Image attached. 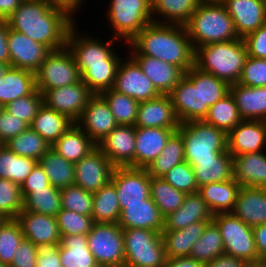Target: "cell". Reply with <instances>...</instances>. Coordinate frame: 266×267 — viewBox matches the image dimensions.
Returning a JSON list of instances; mask_svg holds the SVG:
<instances>
[{
  "instance_id": "obj_1",
  "label": "cell",
  "mask_w": 266,
  "mask_h": 267,
  "mask_svg": "<svg viewBox=\"0 0 266 267\" xmlns=\"http://www.w3.org/2000/svg\"><path fill=\"white\" fill-rule=\"evenodd\" d=\"M74 19L67 9L47 0H23L6 20L10 29L53 51L66 46L69 30L76 24Z\"/></svg>"
},
{
  "instance_id": "obj_2",
  "label": "cell",
  "mask_w": 266,
  "mask_h": 267,
  "mask_svg": "<svg viewBox=\"0 0 266 267\" xmlns=\"http://www.w3.org/2000/svg\"><path fill=\"white\" fill-rule=\"evenodd\" d=\"M126 47L129 55L155 57L176 65L184 72L195 65V49L185 25L152 22L141 29Z\"/></svg>"
},
{
  "instance_id": "obj_3",
  "label": "cell",
  "mask_w": 266,
  "mask_h": 267,
  "mask_svg": "<svg viewBox=\"0 0 266 267\" xmlns=\"http://www.w3.org/2000/svg\"><path fill=\"white\" fill-rule=\"evenodd\" d=\"M248 57L243 38L211 43L195 49V66L229 86L239 82Z\"/></svg>"
},
{
  "instance_id": "obj_4",
  "label": "cell",
  "mask_w": 266,
  "mask_h": 267,
  "mask_svg": "<svg viewBox=\"0 0 266 267\" xmlns=\"http://www.w3.org/2000/svg\"><path fill=\"white\" fill-rule=\"evenodd\" d=\"M185 27L194 49L239 39L233 20L222 2H200Z\"/></svg>"
},
{
  "instance_id": "obj_5",
  "label": "cell",
  "mask_w": 266,
  "mask_h": 267,
  "mask_svg": "<svg viewBox=\"0 0 266 267\" xmlns=\"http://www.w3.org/2000/svg\"><path fill=\"white\" fill-rule=\"evenodd\" d=\"M184 142V157L190 165L216 160L227 150V134L204 120L180 123L177 130Z\"/></svg>"
},
{
  "instance_id": "obj_6",
  "label": "cell",
  "mask_w": 266,
  "mask_h": 267,
  "mask_svg": "<svg viewBox=\"0 0 266 267\" xmlns=\"http://www.w3.org/2000/svg\"><path fill=\"white\" fill-rule=\"evenodd\" d=\"M75 24L70 28L67 36V48L71 51L76 64L82 75L91 66L98 65H119L122 57L116 53L112 46L114 42H125L110 36L109 41L96 38L94 35L78 33L79 28ZM83 34V35H82ZM95 37V38H94ZM115 51V52H114Z\"/></svg>"
},
{
  "instance_id": "obj_7",
  "label": "cell",
  "mask_w": 266,
  "mask_h": 267,
  "mask_svg": "<svg viewBox=\"0 0 266 267\" xmlns=\"http://www.w3.org/2000/svg\"><path fill=\"white\" fill-rule=\"evenodd\" d=\"M106 8L112 37L127 44L141 29L153 22L151 0H109Z\"/></svg>"
},
{
  "instance_id": "obj_8",
  "label": "cell",
  "mask_w": 266,
  "mask_h": 267,
  "mask_svg": "<svg viewBox=\"0 0 266 267\" xmlns=\"http://www.w3.org/2000/svg\"><path fill=\"white\" fill-rule=\"evenodd\" d=\"M124 267H164L166 254L162 234L157 231L123 229Z\"/></svg>"
},
{
  "instance_id": "obj_9",
  "label": "cell",
  "mask_w": 266,
  "mask_h": 267,
  "mask_svg": "<svg viewBox=\"0 0 266 267\" xmlns=\"http://www.w3.org/2000/svg\"><path fill=\"white\" fill-rule=\"evenodd\" d=\"M87 245L100 267H124V235L118 223H94Z\"/></svg>"
},
{
  "instance_id": "obj_10",
  "label": "cell",
  "mask_w": 266,
  "mask_h": 267,
  "mask_svg": "<svg viewBox=\"0 0 266 267\" xmlns=\"http://www.w3.org/2000/svg\"><path fill=\"white\" fill-rule=\"evenodd\" d=\"M218 226L224 242V254L242 259L245 262L258 261L254 233L233 213H218L212 219Z\"/></svg>"
},
{
  "instance_id": "obj_11",
  "label": "cell",
  "mask_w": 266,
  "mask_h": 267,
  "mask_svg": "<svg viewBox=\"0 0 266 267\" xmlns=\"http://www.w3.org/2000/svg\"><path fill=\"white\" fill-rule=\"evenodd\" d=\"M36 88L43 94L46 90L75 84L82 80L71 51L64 48L51 51L35 73Z\"/></svg>"
},
{
  "instance_id": "obj_12",
  "label": "cell",
  "mask_w": 266,
  "mask_h": 267,
  "mask_svg": "<svg viewBox=\"0 0 266 267\" xmlns=\"http://www.w3.org/2000/svg\"><path fill=\"white\" fill-rule=\"evenodd\" d=\"M180 123L202 120L200 69L195 65L168 94Z\"/></svg>"
},
{
  "instance_id": "obj_13",
  "label": "cell",
  "mask_w": 266,
  "mask_h": 267,
  "mask_svg": "<svg viewBox=\"0 0 266 267\" xmlns=\"http://www.w3.org/2000/svg\"><path fill=\"white\" fill-rule=\"evenodd\" d=\"M42 95L43 104L47 108L67 116L76 123L95 94L81 80L75 84L46 90Z\"/></svg>"
},
{
  "instance_id": "obj_14",
  "label": "cell",
  "mask_w": 266,
  "mask_h": 267,
  "mask_svg": "<svg viewBox=\"0 0 266 267\" xmlns=\"http://www.w3.org/2000/svg\"><path fill=\"white\" fill-rule=\"evenodd\" d=\"M128 56L127 59L125 55L120 60L112 89L138 102L158 97L160 93L151 80L142 72L138 63Z\"/></svg>"
},
{
  "instance_id": "obj_15",
  "label": "cell",
  "mask_w": 266,
  "mask_h": 267,
  "mask_svg": "<svg viewBox=\"0 0 266 267\" xmlns=\"http://www.w3.org/2000/svg\"><path fill=\"white\" fill-rule=\"evenodd\" d=\"M150 181L145 168L115 167L111 182L115 185L121 211L125 204L143 203L150 197Z\"/></svg>"
},
{
  "instance_id": "obj_16",
  "label": "cell",
  "mask_w": 266,
  "mask_h": 267,
  "mask_svg": "<svg viewBox=\"0 0 266 267\" xmlns=\"http://www.w3.org/2000/svg\"><path fill=\"white\" fill-rule=\"evenodd\" d=\"M74 167V184L90 193H95L109 183L115 169L98 147L75 163Z\"/></svg>"
},
{
  "instance_id": "obj_17",
  "label": "cell",
  "mask_w": 266,
  "mask_h": 267,
  "mask_svg": "<svg viewBox=\"0 0 266 267\" xmlns=\"http://www.w3.org/2000/svg\"><path fill=\"white\" fill-rule=\"evenodd\" d=\"M135 127L118 125L106 135L97 147L115 167H135Z\"/></svg>"
},
{
  "instance_id": "obj_18",
  "label": "cell",
  "mask_w": 266,
  "mask_h": 267,
  "mask_svg": "<svg viewBox=\"0 0 266 267\" xmlns=\"http://www.w3.org/2000/svg\"><path fill=\"white\" fill-rule=\"evenodd\" d=\"M8 48L10 65L36 73L51 50L23 33L9 28Z\"/></svg>"
},
{
  "instance_id": "obj_19",
  "label": "cell",
  "mask_w": 266,
  "mask_h": 267,
  "mask_svg": "<svg viewBox=\"0 0 266 267\" xmlns=\"http://www.w3.org/2000/svg\"><path fill=\"white\" fill-rule=\"evenodd\" d=\"M76 124L96 144L118 126L108 103L100 94L90 99Z\"/></svg>"
},
{
  "instance_id": "obj_20",
  "label": "cell",
  "mask_w": 266,
  "mask_h": 267,
  "mask_svg": "<svg viewBox=\"0 0 266 267\" xmlns=\"http://www.w3.org/2000/svg\"><path fill=\"white\" fill-rule=\"evenodd\" d=\"M227 150L232 156L266 150V121L242 120L227 134Z\"/></svg>"
},
{
  "instance_id": "obj_21",
  "label": "cell",
  "mask_w": 266,
  "mask_h": 267,
  "mask_svg": "<svg viewBox=\"0 0 266 267\" xmlns=\"http://www.w3.org/2000/svg\"><path fill=\"white\" fill-rule=\"evenodd\" d=\"M179 126L180 122L168 94H160L156 98L139 103L134 127L168 128L177 131Z\"/></svg>"
},
{
  "instance_id": "obj_22",
  "label": "cell",
  "mask_w": 266,
  "mask_h": 267,
  "mask_svg": "<svg viewBox=\"0 0 266 267\" xmlns=\"http://www.w3.org/2000/svg\"><path fill=\"white\" fill-rule=\"evenodd\" d=\"M239 38L256 31L266 22V0H223Z\"/></svg>"
},
{
  "instance_id": "obj_23",
  "label": "cell",
  "mask_w": 266,
  "mask_h": 267,
  "mask_svg": "<svg viewBox=\"0 0 266 267\" xmlns=\"http://www.w3.org/2000/svg\"><path fill=\"white\" fill-rule=\"evenodd\" d=\"M24 238L35 244H60L56 217L22 210L16 217Z\"/></svg>"
},
{
  "instance_id": "obj_24",
  "label": "cell",
  "mask_w": 266,
  "mask_h": 267,
  "mask_svg": "<svg viewBox=\"0 0 266 267\" xmlns=\"http://www.w3.org/2000/svg\"><path fill=\"white\" fill-rule=\"evenodd\" d=\"M140 66L142 72L151 80L160 94H169L185 72L168 62L145 55H130Z\"/></svg>"
},
{
  "instance_id": "obj_25",
  "label": "cell",
  "mask_w": 266,
  "mask_h": 267,
  "mask_svg": "<svg viewBox=\"0 0 266 267\" xmlns=\"http://www.w3.org/2000/svg\"><path fill=\"white\" fill-rule=\"evenodd\" d=\"M175 132L168 128L135 127V168H147L162 152Z\"/></svg>"
},
{
  "instance_id": "obj_26",
  "label": "cell",
  "mask_w": 266,
  "mask_h": 267,
  "mask_svg": "<svg viewBox=\"0 0 266 267\" xmlns=\"http://www.w3.org/2000/svg\"><path fill=\"white\" fill-rule=\"evenodd\" d=\"M118 224L122 229L140 228L162 233L164 229V217L159 208L149 197L143 203L125 204L121 211Z\"/></svg>"
},
{
  "instance_id": "obj_27",
  "label": "cell",
  "mask_w": 266,
  "mask_h": 267,
  "mask_svg": "<svg viewBox=\"0 0 266 267\" xmlns=\"http://www.w3.org/2000/svg\"><path fill=\"white\" fill-rule=\"evenodd\" d=\"M266 150L232 156L233 179L242 187L266 188Z\"/></svg>"
},
{
  "instance_id": "obj_28",
  "label": "cell",
  "mask_w": 266,
  "mask_h": 267,
  "mask_svg": "<svg viewBox=\"0 0 266 267\" xmlns=\"http://www.w3.org/2000/svg\"><path fill=\"white\" fill-rule=\"evenodd\" d=\"M232 213L251 227L266 224V188L242 186Z\"/></svg>"
},
{
  "instance_id": "obj_29",
  "label": "cell",
  "mask_w": 266,
  "mask_h": 267,
  "mask_svg": "<svg viewBox=\"0 0 266 267\" xmlns=\"http://www.w3.org/2000/svg\"><path fill=\"white\" fill-rule=\"evenodd\" d=\"M229 92L242 120L266 121V86L248 87L236 83L230 85Z\"/></svg>"
},
{
  "instance_id": "obj_30",
  "label": "cell",
  "mask_w": 266,
  "mask_h": 267,
  "mask_svg": "<svg viewBox=\"0 0 266 267\" xmlns=\"http://www.w3.org/2000/svg\"><path fill=\"white\" fill-rule=\"evenodd\" d=\"M213 214L197 192L187 194L180 208L164 217L163 230H180L198 221H212Z\"/></svg>"
},
{
  "instance_id": "obj_31",
  "label": "cell",
  "mask_w": 266,
  "mask_h": 267,
  "mask_svg": "<svg viewBox=\"0 0 266 267\" xmlns=\"http://www.w3.org/2000/svg\"><path fill=\"white\" fill-rule=\"evenodd\" d=\"M240 188L241 186L232 178L224 182L205 184L199 187L198 193L213 215L232 213Z\"/></svg>"
},
{
  "instance_id": "obj_32",
  "label": "cell",
  "mask_w": 266,
  "mask_h": 267,
  "mask_svg": "<svg viewBox=\"0 0 266 267\" xmlns=\"http://www.w3.org/2000/svg\"><path fill=\"white\" fill-rule=\"evenodd\" d=\"M210 221H198L180 230H163L166 258L187 257L194 243L201 237Z\"/></svg>"
},
{
  "instance_id": "obj_33",
  "label": "cell",
  "mask_w": 266,
  "mask_h": 267,
  "mask_svg": "<svg viewBox=\"0 0 266 267\" xmlns=\"http://www.w3.org/2000/svg\"><path fill=\"white\" fill-rule=\"evenodd\" d=\"M97 144L74 123L51 148L71 163H77L92 150Z\"/></svg>"
},
{
  "instance_id": "obj_34",
  "label": "cell",
  "mask_w": 266,
  "mask_h": 267,
  "mask_svg": "<svg viewBox=\"0 0 266 267\" xmlns=\"http://www.w3.org/2000/svg\"><path fill=\"white\" fill-rule=\"evenodd\" d=\"M36 89L35 73L10 67L0 79V103H8L31 94Z\"/></svg>"
},
{
  "instance_id": "obj_35",
  "label": "cell",
  "mask_w": 266,
  "mask_h": 267,
  "mask_svg": "<svg viewBox=\"0 0 266 267\" xmlns=\"http://www.w3.org/2000/svg\"><path fill=\"white\" fill-rule=\"evenodd\" d=\"M151 2L153 23L177 25H185L200 4L199 0H152Z\"/></svg>"
},
{
  "instance_id": "obj_36",
  "label": "cell",
  "mask_w": 266,
  "mask_h": 267,
  "mask_svg": "<svg viewBox=\"0 0 266 267\" xmlns=\"http://www.w3.org/2000/svg\"><path fill=\"white\" fill-rule=\"evenodd\" d=\"M59 255L62 267H100L87 245V235L61 236Z\"/></svg>"
},
{
  "instance_id": "obj_37",
  "label": "cell",
  "mask_w": 266,
  "mask_h": 267,
  "mask_svg": "<svg viewBox=\"0 0 266 267\" xmlns=\"http://www.w3.org/2000/svg\"><path fill=\"white\" fill-rule=\"evenodd\" d=\"M73 124L74 122L67 116L43 104L30 127L52 146Z\"/></svg>"
},
{
  "instance_id": "obj_38",
  "label": "cell",
  "mask_w": 266,
  "mask_h": 267,
  "mask_svg": "<svg viewBox=\"0 0 266 267\" xmlns=\"http://www.w3.org/2000/svg\"><path fill=\"white\" fill-rule=\"evenodd\" d=\"M193 167L198 188L216 182H224L233 178V159L228 150L222 152L216 160L198 161Z\"/></svg>"
},
{
  "instance_id": "obj_39",
  "label": "cell",
  "mask_w": 266,
  "mask_h": 267,
  "mask_svg": "<svg viewBox=\"0 0 266 267\" xmlns=\"http://www.w3.org/2000/svg\"><path fill=\"white\" fill-rule=\"evenodd\" d=\"M121 215L120 204L115 185L110 181L93 193L94 223H118Z\"/></svg>"
},
{
  "instance_id": "obj_40",
  "label": "cell",
  "mask_w": 266,
  "mask_h": 267,
  "mask_svg": "<svg viewBox=\"0 0 266 267\" xmlns=\"http://www.w3.org/2000/svg\"><path fill=\"white\" fill-rule=\"evenodd\" d=\"M38 162L43 167L53 187L62 189L74 184V163L65 160L52 148H50Z\"/></svg>"
},
{
  "instance_id": "obj_41",
  "label": "cell",
  "mask_w": 266,
  "mask_h": 267,
  "mask_svg": "<svg viewBox=\"0 0 266 267\" xmlns=\"http://www.w3.org/2000/svg\"><path fill=\"white\" fill-rule=\"evenodd\" d=\"M185 161L182 135L175 131L159 156L146 168L153 178H162L175 165Z\"/></svg>"
},
{
  "instance_id": "obj_42",
  "label": "cell",
  "mask_w": 266,
  "mask_h": 267,
  "mask_svg": "<svg viewBox=\"0 0 266 267\" xmlns=\"http://www.w3.org/2000/svg\"><path fill=\"white\" fill-rule=\"evenodd\" d=\"M37 163L33 158L19 156L4 144L0 145V179L21 185Z\"/></svg>"
},
{
  "instance_id": "obj_43",
  "label": "cell",
  "mask_w": 266,
  "mask_h": 267,
  "mask_svg": "<svg viewBox=\"0 0 266 267\" xmlns=\"http://www.w3.org/2000/svg\"><path fill=\"white\" fill-rule=\"evenodd\" d=\"M222 254H224V242L218 226L212 220L194 243L188 257L205 264Z\"/></svg>"
},
{
  "instance_id": "obj_44",
  "label": "cell",
  "mask_w": 266,
  "mask_h": 267,
  "mask_svg": "<svg viewBox=\"0 0 266 267\" xmlns=\"http://www.w3.org/2000/svg\"><path fill=\"white\" fill-rule=\"evenodd\" d=\"M204 121L223 130L226 134L242 121L235 100L230 92L209 107Z\"/></svg>"
},
{
  "instance_id": "obj_45",
  "label": "cell",
  "mask_w": 266,
  "mask_h": 267,
  "mask_svg": "<svg viewBox=\"0 0 266 267\" xmlns=\"http://www.w3.org/2000/svg\"><path fill=\"white\" fill-rule=\"evenodd\" d=\"M186 195V193L177 190L162 178L151 177L150 197L163 217L180 208Z\"/></svg>"
},
{
  "instance_id": "obj_46",
  "label": "cell",
  "mask_w": 266,
  "mask_h": 267,
  "mask_svg": "<svg viewBox=\"0 0 266 267\" xmlns=\"http://www.w3.org/2000/svg\"><path fill=\"white\" fill-rule=\"evenodd\" d=\"M12 152L37 161L51 148L47 141L31 127L4 144Z\"/></svg>"
},
{
  "instance_id": "obj_47",
  "label": "cell",
  "mask_w": 266,
  "mask_h": 267,
  "mask_svg": "<svg viewBox=\"0 0 266 267\" xmlns=\"http://www.w3.org/2000/svg\"><path fill=\"white\" fill-rule=\"evenodd\" d=\"M100 95L108 103L118 125L134 126L140 102L112 88L102 91Z\"/></svg>"
},
{
  "instance_id": "obj_48",
  "label": "cell",
  "mask_w": 266,
  "mask_h": 267,
  "mask_svg": "<svg viewBox=\"0 0 266 267\" xmlns=\"http://www.w3.org/2000/svg\"><path fill=\"white\" fill-rule=\"evenodd\" d=\"M23 210L56 217L61 210L60 189L50 185L44 189L32 190L23 200Z\"/></svg>"
},
{
  "instance_id": "obj_49",
  "label": "cell",
  "mask_w": 266,
  "mask_h": 267,
  "mask_svg": "<svg viewBox=\"0 0 266 267\" xmlns=\"http://www.w3.org/2000/svg\"><path fill=\"white\" fill-rule=\"evenodd\" d=\"M24 239L16 218H8L0 226V261L10 265L18 246Z\"/></svg>"
},
{
  "instance_id": "obj_50",
  "label": "cell",
  "mask_w": 266,
  "mask_h": 267,
  "mask_svg": "<svg viewBox=\"0 0 266 267\" xmlns=\"http://www.w3.org/2000/svg\"><path fill=\"white\" fill-rule=\"evenodd\" d=\"M61 209L91 216L93 210V193L87 192L73 184L60 189Z\"/></svg>"
},
{
  "instance_id": "obj_51",
  "label": "cell",
  "mask_w": 266,
  "mask_h": 267,
  "mask_svg": "<svg viewBox=\"0 0 266 267\" xmlns=\"http://www.w3.org/2000/svg\"><path fill=\"white\" fill-rule=\"evenodd\" d=\"M202 95V120L206 117L209 107L229 93V85L214 75L200 70Z\"/></svg>"
},
{
  "instance_id": "obj_52",
  "label": "cell",
  "mask_w": 266,
  "mask_h": 267,
  "mask_svg": "<svg viewBox=\"0 0 266 267\" xmlns=\"http://www.w3.org/2000/svg\"><path fill=\"white\" fill-rule=\"evenodd\" d=\"M60 236L87 235L94 224L91 216L61 209L56 215Z\"/></svg>"
},
{
  "instance_id": "obj_53",
  "label": "cell",
  "mask_w": 266,
  "mask_h": 267,
  "mask_svg": "<svg viewBox=\"0 0 266 267\" xmlns=\"http://www.w3.org/2000/svg\"><path fill=\"white\" fill-rule=\"evenodd\" d=\"M23 200L20 184L0 179V214L16 218L23 210Z\"/></svg>"
},
{
  "instance_id": "obj_54",
  "label": "cell",
  "mask_w": 266,
  "mask_h": 267,
  "mask_svg": "<svg viewBox=\"0 0 266 267\" xmlns=\"http://www.w3.org/2000/svg\"><path fill=\"white\" fill-rule=\"evenodd\" d=\"M117 68L118 65L91 66L81 75V78L94 94H100L113 87Z\"/></svg>"
},
{
  "instance_id": "obj_55",
  "label": "cell",
  "mask_w": 266,
  "mask_h": 267,
  "mask_svg": "<svg viewBox=\"0 0 266 267\" xmlns=\"http://www.w3.org/2000/svg\"><path fill=\"white\" fill-rule=\"evenodd\" d=\"M42 105L43 95L36 88L31 94L8 103L4 109L30 126Z\"/></svg>"
},
{
  "instance_id": "obj_56",
  "label": "cell",
  "mask_w": 266,
  "mask_h": 267,
  "mask_svg": "<svg viewBox=\"0 0 266 267\" xmlns=\"http://www.w3.org/2000/svg\"><path fill=\"white\" fill-rule=\"evenodd\" d=\"M162 179L186 194L197 193L199 190L193 167L187 161L175 165Z\"/></svg>"
},
{
  "instance_id": "obj_57",
  "label": "cell",
  "mask_w": 266,
  "mask_h": 267,
  "mask_svg": "<svg viewBox=\"0 0 266 267\" xmlns=\"http://www.w3.org/2000/svg\"><path fill=\"white\" fill-rule=\"evenodd\" d=\"M238 83L248 87H265L266 60L248 56Z\"/></svg>"
},
{
  "instance_id": "obj_58",
  "label": "cell",
  "mask_w": 266,
  "mask_h": 267,
  "mask_svg": "<svg viewBox=\"0 0 266 267\" xmlns=\"http://www.w3.org/2000/svg\"><path fill=\"white\" fill-rule=\"evenodd\" d=\"M29 127L25 121L3 109L0 112V143H7L11 138L19 135Z\"/></svg>"
},
{
  "instance_id": "obj_59",
  "label": "cell",
  "mask_w": 266,
  "mask_h": 267,
  "mask_svg": "<svg viewBox=\"0 0 266 267\" xmlns=\"http://www.w3.org/2000/svg\"><path fill=\"white\" fill-rule=\"evenodd\" d=\"M243 40L248 56L266 60V22L256 31L246 35Z\"/></svg>"
},
{
  "instance_id": "obj_60",
  "label": "cell",
  "mask_w": 266,
  "mask_h": 267,
  "mask_svg": "<svg viewBox=\"0 0 266 267\" xmlns=\"http://www.w3.org/2000/svg\"><path fill=\"white\" fill-rule=\"evenodd\" d=\"M37 256V246L24 238L9 267H36Z\"/></svg>"
},
{
  "instance_id": "obj_61",
  "label": "cell",
  "mask_w": 266,
  "mask_h": 267,
  "mask_svg": "<svg viewBox=\"0 0 266 267\" xmlns=\"http://www.w3.org/2000/svg\"><path fill=\"white\" fill-rule=\"evenodd\" d=\"M50 185L49 178L38 162L25 181L21 184L22 196L25 198L32 190L44 189Z\"/></svg>"
},
{
  "instance_id": "obj_62",
  "label": "cell",
  "mask_w": 266,
  "mask_h": 267,
  "mask_svg": "<svg viewBox=\"0 0 266 267\" xmlns=\"http://www.w3.org/2000/svg\"><path fill=\"white\" fill-rule=\"evenodd\" d=\"M36 267H62L59 255V244L37 246Z\"/></svg>"
},
{
  "instance_id": "obj_63",
  "label": "cell",
  "mask_w": 266,
  "mask_h": 267,
  "mask_svg": "<svg viewBox=\"0 0 266 267\" xmlns=\"http://www.w3.org/2000/svg\"><path fill=\"white\" fill-rule=\"evenodd\" d=\"M257 248L258 260L266 262V224L252 227Z\"/></svg>"
},
{
  "instance_id": "obj_64",
  "label": "cell",
  "mask_w": 266,
  "mask_h": 267,
  "mask_svg": "<svg viewBox=\"0 0 266 267\" xmlns=\"http://www.w3.org/2000/svg\"><path fill=\"white\" fill-rule=\"evenodd\" d=\"M9 25L6 19H0V62L10 64L8 48Z\"/></svg>"
},
{
  "instance_id": "obj_65",
  "label": "cell",
  "mask_w": 266,
  "mask_h": 267,
  "mask_svg": "<svg viewBox=\"0 0 266 267\" xmlns=\"http://www.w3.org/2000/svg\"><path fill=\"white\" fill-rule=\"evenodd\" d=\"M246 262L242 259L222 254L212 261L205 263V267H245Z\"/></svg>"
},
{
  "instance_id": "obj_66",
  "label": "cell",
  "mask_w": 266,
  "mask_h": 267,
  "mask_svg": "<svg viewBox=\"0 0 266 267\" xmlns=\"http://www.w3.org/2000/svg\"><path fill=\"white\" fill-rule=\"evenodd\" d=\"M164 267H205V264L187 256L167 259Z\"/></svg>"
},
{
  "instance_id": "obj_67",
  "label": "cell",
  "mask_w": 266,
  "mask_h": 267,
  "mask_svg": "<svg viewBox=\"0 0 266 267\" xmlns=\"http://www.w3.org/2000/svg\"><path fill=\"white\" fill-rule=\"evenodd\" d=\"M49 3L67 9L74 17L75 12H79V8L83 7L85 0H47Z\"/></svg>"
},
{
  "instance_id": "obj_68",
  "label": "cell",
  "mask_w": 266,
  "mask_h": 267,
  "mask_svg": "<svg viewBox=\"0 0 266 267\" xmlns=\"http://www.w3.org/2000/svg\"><path fill=\"white\" fill-rule=\"evenodd\" d=\"M23 0H0V19H7Z\"/></svg>"
},
{
  "instance_id": "obj_69",
  "label": "cell",
  "mask_w": 266,
  "mask_h": 267,
  "mask_svg": "<svg viewBox=\"0 0 266 267\" xmlns=\"http://www.w3.org/2000/svg\"><path fill=\"white\" fill-rule=\"evenodd\" d=\"M245 267H266L265 261H253V262H246Z\"/></svg>"
},
{
  "instance_id": "obj_70",
  "label": "cell",
  "mask_w": 266,
  "mask_h": 267,
  "mask_svg": "<svg viewBox=\"0 0 266 267\" xmlns=\"http://www.w3.org/2000/svg\"><path fill=\"white\" fill-rule=\"evenodd\" d=\"M11 67L10 64L0 62V79L5 75L8 69Z\"/></svg>"
},
{
  "instance_id": "obj_71",
  "label": "cell",
  "mask_w": 266,
  "mask_h": 267,
  "mask_svg": "<svg viewBox=\"0 0 266 267\" xmlns=\"http://www.w3.org/2000/svg\"><path fill=\"white\" fill-rule=\"evenodd\" d=\"M6 219L7 218L4 215L0 214V226L4 223Z\"/></svg>"
},
{
  "instance_id": "obj_72",
  "label": "cell",
  "mask_w": 266,
  "mask_h": 267,
  "mask_svg": "<svg viewBox=\"0 0 266 267\" xmlns=\"http://www.w3.org/2000/svg\"><path fill=\"white\" fill-rule=\"evenodd\" d=\"M200 2H222L223 0H199Z\"/></svg>"
},
{
  "instance_id": "obj_73",
  "label": "cell",
  "mask_w": 266,
  "mask_h": 267,
  "mask_svg": "<svg viewBox=\"0 0 266 267\" xmlns=\"http://www.w3.org/2000/svg\"><path fill=\"white\" fill-rule=\"evenodd\" d=\"M0 267H9V265H6L0 261Z\"/></svg>"
},
{
  "instance_id": "obj_74",
  "label": "cell",
  "mask_w": 266,
  "mask_h": 267,
  "mask_svg": "<svg viewBox=\"0 0 266 267\" xmlns=\"http://www.w3.org/2000/svg\"><path fill=\"white\" fill-rule=\"evenodd\" d=\"M4 109V106L0 103V112Z\"/></svg>"
}]
</instances>
